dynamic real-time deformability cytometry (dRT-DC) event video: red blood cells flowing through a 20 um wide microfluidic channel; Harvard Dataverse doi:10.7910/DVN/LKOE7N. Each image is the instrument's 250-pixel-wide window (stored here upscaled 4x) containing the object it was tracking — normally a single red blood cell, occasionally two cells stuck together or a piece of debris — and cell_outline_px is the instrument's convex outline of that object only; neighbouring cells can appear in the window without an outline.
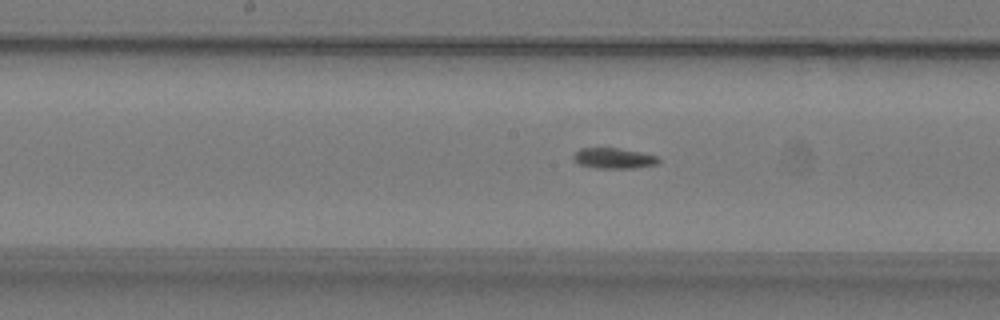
{"species": "common noctule bat (a hibernating species)", "species_latin": "Nyctalus noctula", "temperature_condition": "warm", "stored_images_in_passage": 45, "camera_frame_rate_fps": 3000, "um_per_image_px": 0.085, "animal": {"sex": "male", "body_mass_g": 19.2, "forearm_length_mm": 51.8}, "frame": {"image": 1, "passage_image": 18, "time_ms": 5.667, "image_size_px": [1000, 320], "cell_outline_px": [[660, 160], [656, 164], [632, 168], [596, 168], [580, 164], [572, 160], [572, 156], [580, 148], [616, 148], [640, 152], [656, 156]], "centroid_in_image_um": [52.12, 13.45], "position_along_channel_um": 196.1, "area_um2": 10.06}}
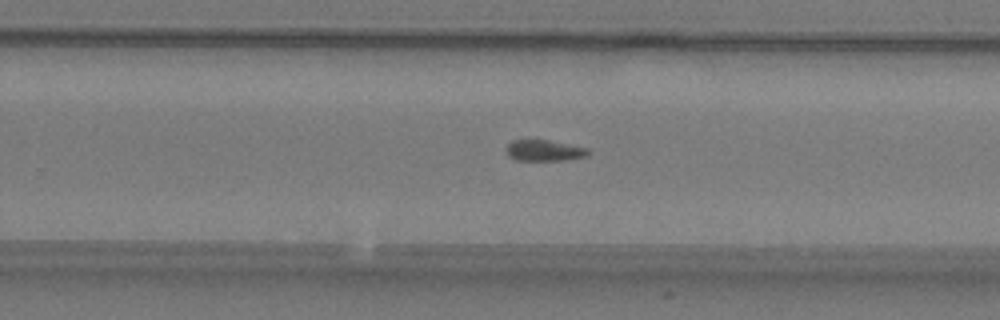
{"frame": {"image": 2, "passage_image": 25, "time_ms": 8.0, "image_size_px": [1000, 320], "cell_outline_px": [[592, 152], [588, 156], [564, 160], [516, 160], [508, 156], [504, 148], [512, 140], [548, 140], [588, 148]], "centroid_in_image_um": [46.26, 12.79], "position_along_channel_um": 283.5, "area_um2": 10.17}}
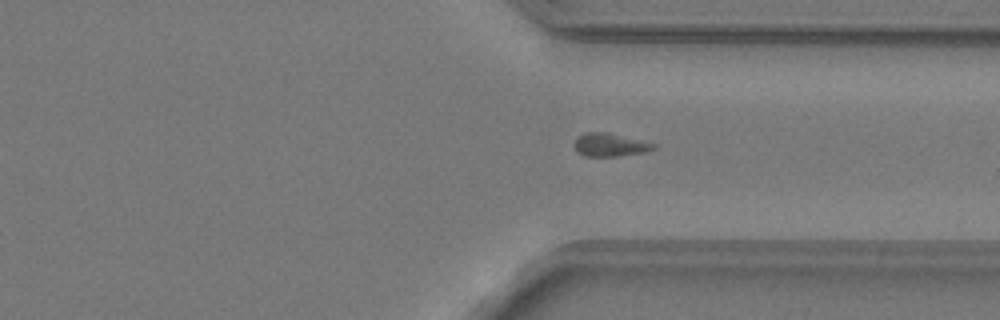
{"frame": {"image": 3, "passage_image": 31, "time_ms": 10.0, "image_size_px": [1000, 320], "cell_outline_px": [[656, 148], [648, 152], [620, 156], [584, 156], [576, 152], [572, 144], [584, 132], [608, 132], [656, 144]], "centroid_in_image_um": [51.84, 12.32], "position_along_channel_um": 359.6, "area_um2": 10.87}, "authors_computed_cell_mechanics": {"area_um2": 10.1728, "velocity_mm_per_s": 3.7848, "shape_relaxation_time_tau1_ms": 6.0565, "shape_relaxation_time_tau2_ms": 8.9515, "deformation_change_tau1": 0.1611, "deformation_change_tau2": 0.169}}